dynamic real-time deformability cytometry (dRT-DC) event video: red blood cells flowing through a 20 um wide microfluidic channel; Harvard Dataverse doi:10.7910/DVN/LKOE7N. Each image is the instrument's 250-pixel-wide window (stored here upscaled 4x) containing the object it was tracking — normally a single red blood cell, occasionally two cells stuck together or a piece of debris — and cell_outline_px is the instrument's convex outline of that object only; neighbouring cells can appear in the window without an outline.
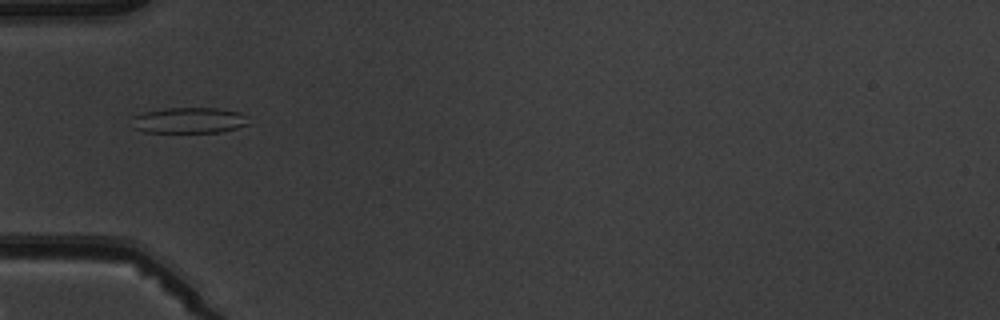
{"species": "common noctule bat (a hibernating species)", "species_latin": "Nyctalus noctula", "temperature_condition": "warm", "stored_images_in_passage": 6, "camera_frame_rate_fps": 3000, "um_per_image_px": 0.085, "animal": {"sex": "male", "body_mass_g": 19.5, "forearm_length_mm": 54.6}, "frame": {"image": 1, "passage_image": 5, "time_ms": 4.667, "image_size_px": [1000, 320], "cell_outline_px": [[248, 124], [236, 128], [220, 132], [144, 132], [132, 128], [128, 120], [132, 116], [144, 112], [164, 108], [216, 108], [240, 112], [248, 116]], "centroid_in_image_um": [16.0, 10.23], "position_along_channel_um": 69.0, "area_um2": 17.86}}
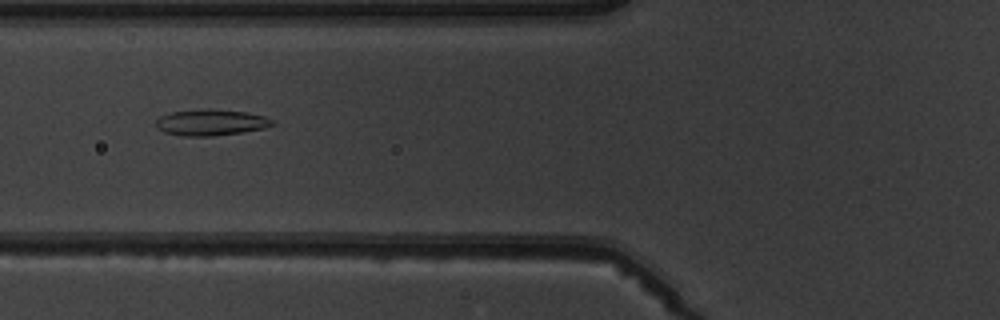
{"frame": {"image": 2, "passage_image": 6, "time_ms": 5.667, "image_size_px": [1000, 320], "cell_outline_px": [[276, 124], [264, 128], [240, 132], [212, 136], [184, 136], [164, 132], [156, 128], [156, 120], [160, 116], [172, 112], [208, 108], [212, 108], [248, 112], [264, 116], [272, 120]], "centroid_in_image_um": [17.92, 10.4], "position_along_channel_um": 107.9, "area_um2": 17.8}}